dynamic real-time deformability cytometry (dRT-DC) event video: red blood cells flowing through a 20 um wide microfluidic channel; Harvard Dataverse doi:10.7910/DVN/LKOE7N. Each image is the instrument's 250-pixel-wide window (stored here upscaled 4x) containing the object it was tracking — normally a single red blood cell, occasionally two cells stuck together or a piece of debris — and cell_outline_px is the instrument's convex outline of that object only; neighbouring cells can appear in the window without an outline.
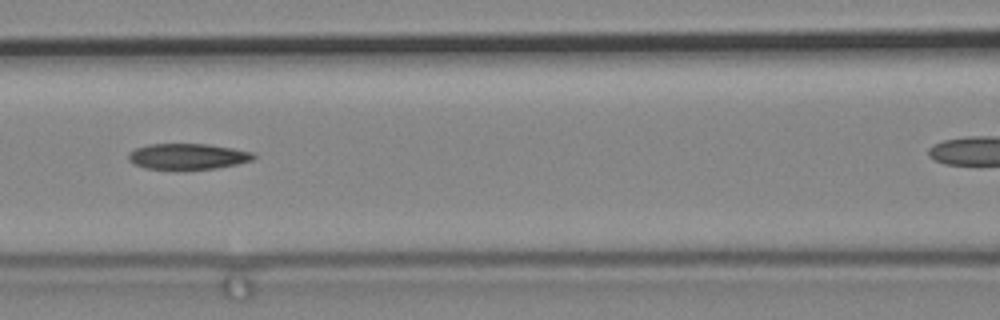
{"species": "common noctule bat (a hibernating species)", "species_latin": "Nyctalus noctula", "temperature_condition": "cold", "stored_images_in_passage": 8, "camera_frame_rate_fps": 3000, "um_per_image_px": 0.085, "animal": {"sex": "male", "body_mass_g": 19.2, "forearm_length_mm": 51.8}, "frame": {"image": 1, "passage_image": 5, "time_ms": 1.333, "image_size_px": [1000, 320], "cell_outline_px": [[256, 156], [252, 160], [236, 164], [216, 168], [144, 168], [132, 164], [128, 160], [128, 152], [136, 148], [148, 144], [208, 144], [232, 148], [252, 152]], "centroid_in_image_um": [15.92, 13.28], "position_along_channel_um": 150.7, "area_um2": 18.55}}
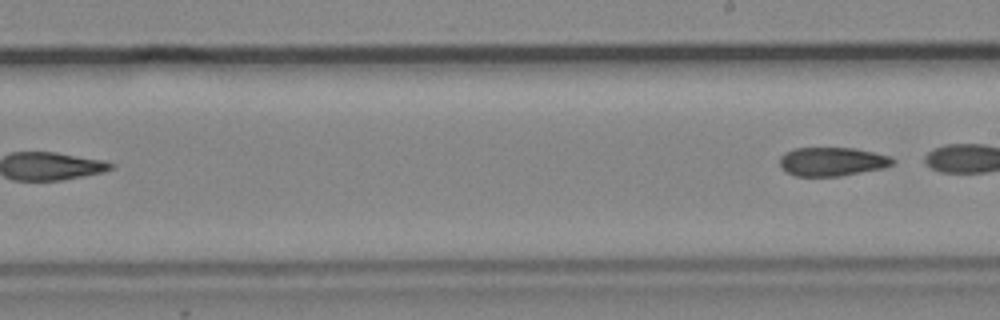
{"frame": {"image": 2, "passage_image": 8, "time_ms": 2.333, "image_size_px": [1000, 320], "cell_outline_px": [[896, 160], [892, 164], [884, 168], [840, 176], [796, 176], [780, 168], [780, 156], [784, 152], [796, 148], [856, 148], [892, 156]], "centroid_in_image_um": [70.75, 13.73], "position_along_channel_um": 218.3, "area_um2": 19.07}}